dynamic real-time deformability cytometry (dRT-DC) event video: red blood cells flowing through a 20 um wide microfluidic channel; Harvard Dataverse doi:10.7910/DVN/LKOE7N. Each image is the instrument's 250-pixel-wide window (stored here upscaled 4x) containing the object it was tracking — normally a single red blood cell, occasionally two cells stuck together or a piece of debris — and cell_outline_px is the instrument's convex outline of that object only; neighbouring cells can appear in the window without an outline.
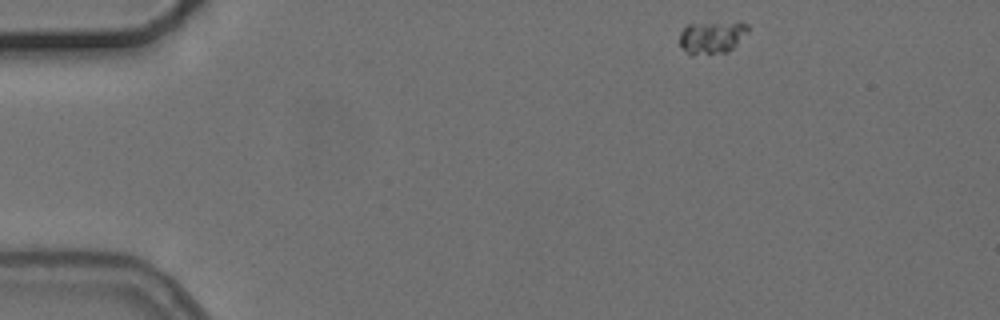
{"species": "common noctule bat (a hibernating species)", "species_latin": "Nyctalus noctula", "temperature_condition": "cold", "stored_images_in_passage": 3, "camera_frame_rate_fps": 3000, "um_per_image_px": 0.085, "animal": {"sex": "female", "body_mass_g": 24.6, "forearm_length_mm": 56.2}, "frame": {"image": 1, "passage_image": 1, "time_ms": 0.0, "image_size_px": [1000, 320], "cell_outline_px": [[748, 28], [736, 44], [728, 52], [692, 56], [680, 48], [680, 32], [688, 24], [740, 20], [748, 24]], "centroid_in_image_um": [60.48, 3.15], "position_along_channel_um": 24.5, "area_um2": 13.29}}